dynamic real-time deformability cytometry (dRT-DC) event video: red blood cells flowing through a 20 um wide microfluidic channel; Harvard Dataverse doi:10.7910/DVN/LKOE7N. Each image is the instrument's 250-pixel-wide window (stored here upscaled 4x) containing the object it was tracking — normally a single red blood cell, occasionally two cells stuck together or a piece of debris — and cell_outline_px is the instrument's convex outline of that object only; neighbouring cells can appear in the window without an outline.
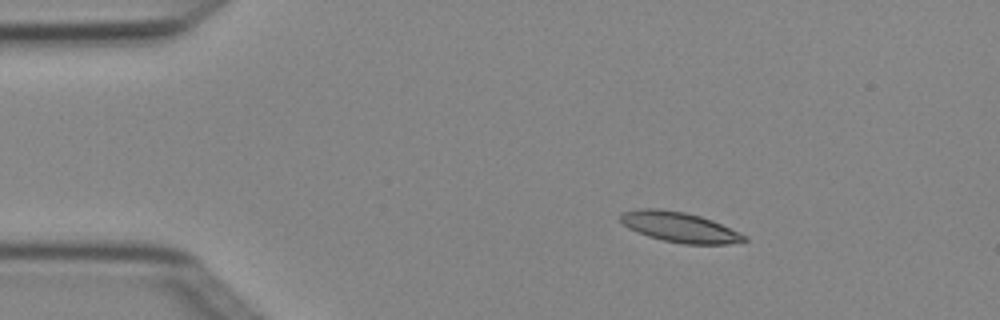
{"species": "Egyptian fruit bat (a non-hibernating species)", "species_latin": "Rousettus aegyptiacus", "temperature_condition": "cold", "stored_images_in_passage": 4, "camera_frame_rate_fps": 3000, "um_per_image_px": 0.085, "animal": {"sex": "female"}, "frame": {"image": 1, "passage_image": 2, "time_ms": 0.333, "image_size_px": [1000, 320], "cell_outline_px": [[748, 240], [728, 244], [684, 244], [664, 240], [648, 236], [628, 228], [620, 220], [620, 212], [640, 208], [660, 208], [684, 212], [700, 216], [712, 220], [748, 236]], "centroid_in_image_um": [57.75, 19.29], "position_along_channel_um": 27.2, "area_um2": 21.73}}
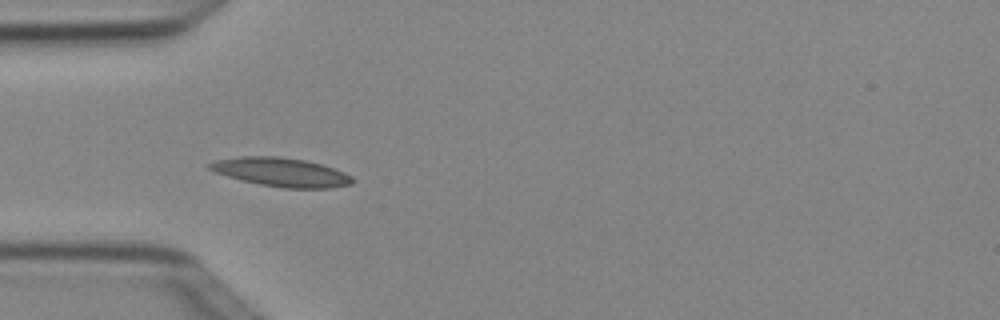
{"frame": {"image": 2, "passage_image": 4, "time_ms": 1.0, "image_size_px": [1000, 320], "cell_outline_px": [[356, 180], [352, 184], [328, 188], [284, 188], [260, 184], [228, 176], [216, 172], [208, 168], [208, 164], [216, 160], [240, 156], [276, 156], [304, 160], [320, 164], [344, 172], [352, 176]], "centroid_in_image_um": [23.93, 14.63], "position_along_channel_um": 61.1, "area_um2": 23.7}}